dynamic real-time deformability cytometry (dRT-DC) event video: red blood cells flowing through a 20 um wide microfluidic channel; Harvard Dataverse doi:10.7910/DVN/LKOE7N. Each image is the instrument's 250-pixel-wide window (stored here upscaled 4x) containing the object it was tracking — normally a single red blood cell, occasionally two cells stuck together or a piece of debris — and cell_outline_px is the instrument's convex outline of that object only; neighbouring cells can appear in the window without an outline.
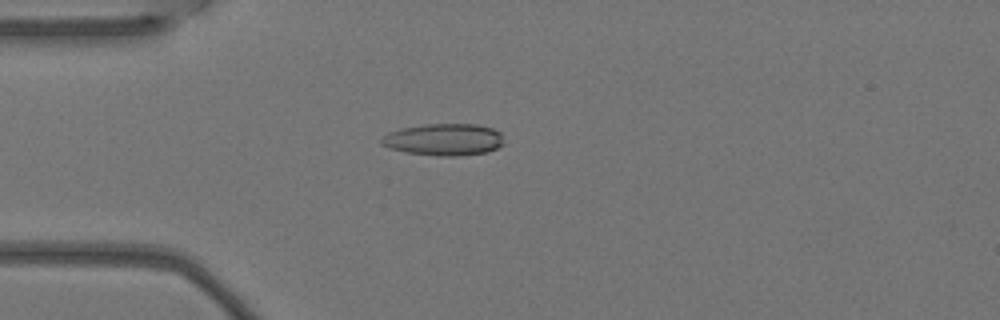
{"species": "Egyptian fruit bat (a non-hibernating species)", "species_latin": "Rousettus aegyptiacus", "temperature_condition": "warm", "stored_images_in_passage": 3, "camera_frame_rate_fps": 3000, "um_per_image_px": 0.085, "animal": {"sex": "female"}, "frame": {"image": 1, "passage_image": 3, "time_ms": 0.667, "image_size_px": [1000, 320], "cell_outline_px": [[504, 144], [488, 152], [460, 156], [440, 156], [404, 152], [388, 148], [380, 144], [380, 140], [388, 132], [400, 128], [424, 124], [476, 124], [492, 128], [500, 132]], "centroid_in_image_um": [37.71, 11.86], "position_along_channel_um": 47.3, "area_um2": 23.0}}